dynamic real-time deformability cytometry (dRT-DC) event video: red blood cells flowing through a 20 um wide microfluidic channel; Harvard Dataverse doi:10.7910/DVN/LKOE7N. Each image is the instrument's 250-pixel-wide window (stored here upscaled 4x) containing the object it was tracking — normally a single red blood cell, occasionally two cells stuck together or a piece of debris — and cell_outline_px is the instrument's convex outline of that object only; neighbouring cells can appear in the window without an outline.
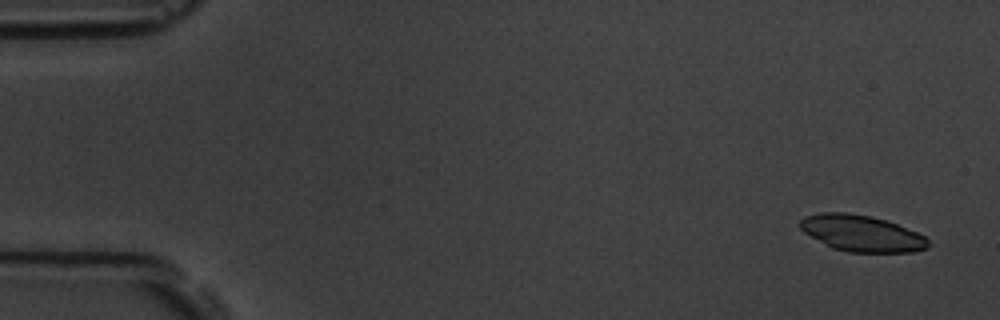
{"species": "common noctule bat (a hibernating species)", "species_latin": "Nyctalus noctula", "temperature_condition": "room temperature", "stored_images_in_passage": 5, "camera_frame_rate_fps": 3000, "um_per_image_px": 0.085, "animal": {"sex": "male", "body_mass_g": 19.5, "forearm_length_mm": 54.6}, "frame": {"image": 1, "passage_image": 1, "time_ms": 0.0, "image_size_px": [1000, 320], "cell_outline_px": [[928, 248], [912, 252], [848, 252], [832, 248], [804, 232], [800, 228], [800, 220], [804, 216], [820, 212], [848, 212], [872, 216], [888, 220], [916, 232], [924, 236], [928, 240]], "centroid_in_image_um": [73.23, 19.82], "position_along_channel_um": 11.8, "area_um2": 27.17}}